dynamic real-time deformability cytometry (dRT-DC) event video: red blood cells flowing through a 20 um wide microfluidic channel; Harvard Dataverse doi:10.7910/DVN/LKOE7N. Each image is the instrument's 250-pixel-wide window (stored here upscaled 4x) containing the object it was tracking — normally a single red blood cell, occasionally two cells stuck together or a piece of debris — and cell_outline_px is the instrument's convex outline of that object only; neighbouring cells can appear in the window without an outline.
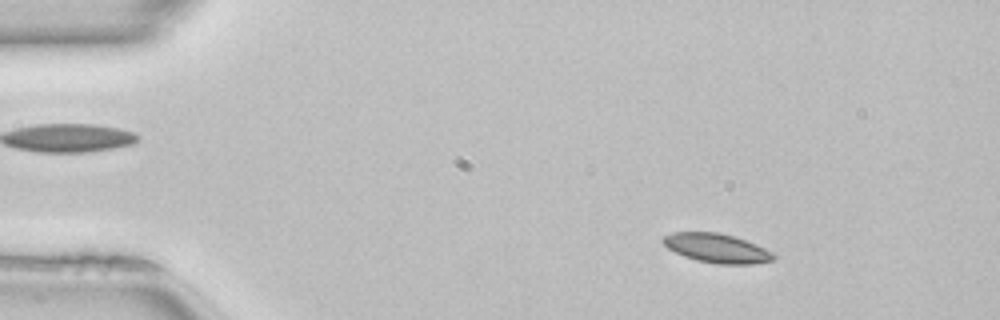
{"species": "common noctule bat (a hibernating species)", "species_latin": "Nyctalus noctula", "temperature_condition": "room temperature", "stored_images_in_passage": 50, "camera_frame_rate_fps": 3000, "um_per_image_px": 0.085, "animal": {"sex": "female", "body_mass_g": 22.7, "forearm_length_mm": 54.2}, "frame": {"image": 1, "passage_image": 7, "time_ms": 2.0, "image_size_px": [1000, 320], "cell_outline_px": [[776, 260], [752, 264], [716, 264], [696, 260], [684, 256], [668, 248], [660, 240], [664, 236], [672, 232], [716, 232], [732, 236], [756, 244], [772, 252], [776, 256]], "centroid_in_image_um": [60.93, 21.1], "position_along_channel_um": 24.1, "area_um2": 18.73}}
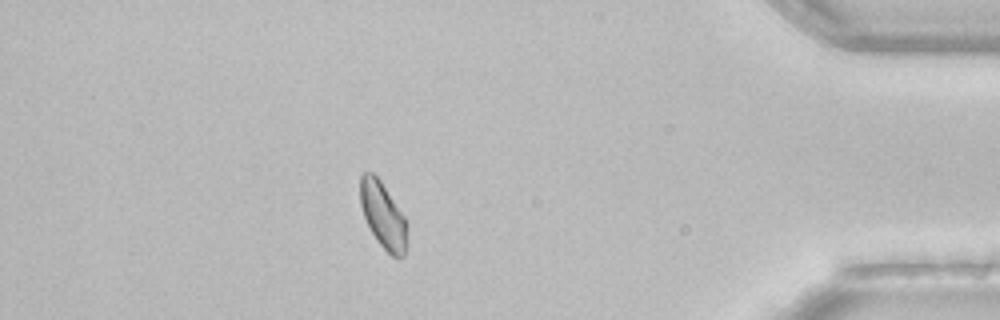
{"frame": {"image": 2, "passage_image": 44, "time_ms": 14.333, "image_size_px": [1000, 320], "cell_outline_px": [[408, 228], [404, 256], [392, 256], [376, 240], [364, 216], [360, 204], [360, 176], [364, 172], [372, 172], [380, 180], [404, 216], [408, 224]], "centroid_in_image_um": [32.56, 18.28], "position_along_channel_um": 402.6, "area_um2": 17.86}, "authors_computed_cell_mechanics": {"area_um2": 18.6983, "velocity_mm_per_s": 4.0568, "shape_relaxation_time_tau1_ms": null, "shape_relaxation_time_tau2_ms": 2.6578, "deformation_change_tau1": null, "deformation_change_tau2": 0.0635}}